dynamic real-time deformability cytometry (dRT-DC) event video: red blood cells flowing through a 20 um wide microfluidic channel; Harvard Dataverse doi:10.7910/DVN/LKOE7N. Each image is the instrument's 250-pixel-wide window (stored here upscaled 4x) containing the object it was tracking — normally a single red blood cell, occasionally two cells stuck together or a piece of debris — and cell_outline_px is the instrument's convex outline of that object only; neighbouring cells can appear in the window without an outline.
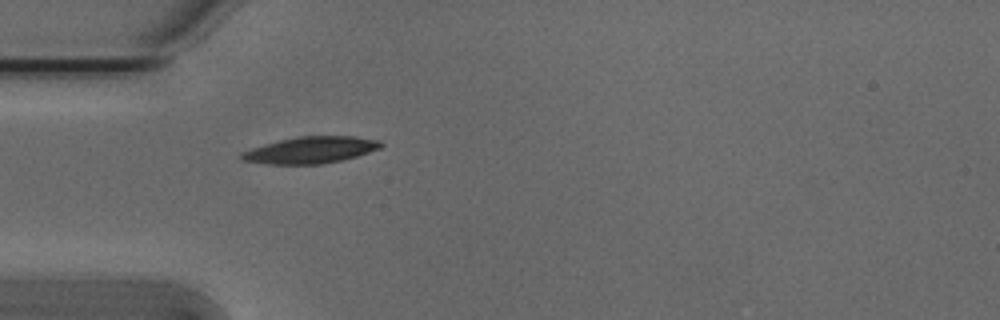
{"species": "Egyptian fruit bat (a non-hibernating species)", "species_latin": "Rousettus aegyptiacus", "temperature_condition": "cold", "stored_images_in_passage": 39, "camera_frame_rate_fps": 3000, "um_per_image_px": 0.085, "animal": {"sex": "male"}, "frame": {"image": 1, "passage_image": 1, "time_ms": 0.0, "image_size_px": [1000, 320], "cell_outline_px": [[384, 144], [380, 148], [356, 156], [340, 160], [320, 164], [268, 164], [240, 160], [240, 152], [264, 144], [296, 136], [352, 136], [380, 140]], "centroid_in_image_um": [26.38, 12.74], "position_along_channel_um": 58.6, "area_um2": 21.56}}
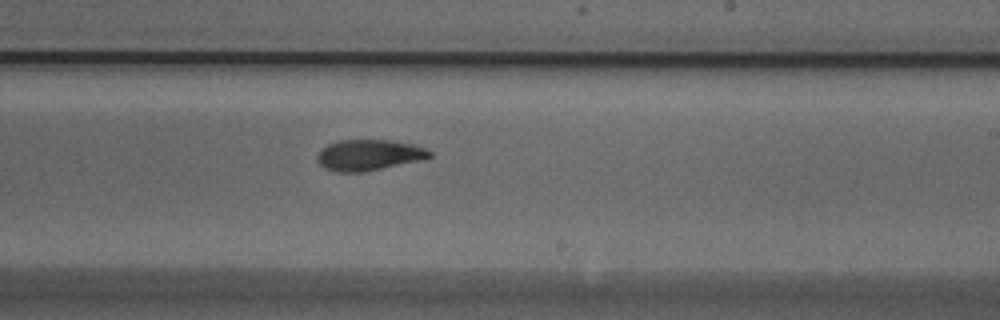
{"frame": {"image": 2, "passage_image": 17, "time_ms": 5.333, "image_size_px": [1000, 320], "cell_outline_px": [[432, 156], [424, 160], [360, 172], [336, 172], [324, 168], [316, 160], [316, 156], [328, 144], [340, 140], [392, 140], [412, 144], [424, 148], [432, 152]], "centroid_in_image_um": [31.37, 13.18], "position_along_channel_um": 257.6, "area_um2": 20.17}}
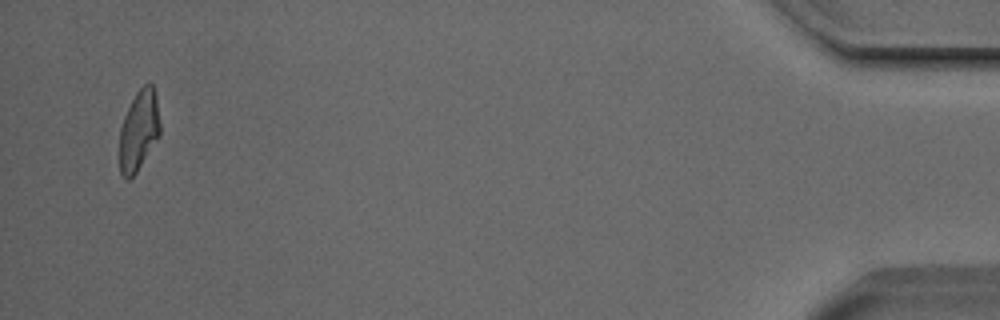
{"frame": {"image": 3, "passage_image": 37, "time_ms": 12.0, "image_size_px": [1000, 320], "cell_outline_px": [[160, 136], [136, 172], [128, 180], [120, 172], [120, 128], [124, 116], [136, 92], [144, 84], [152, 84], [156, 96], [160, 120]], "centroid_in_image_um": [11.82, 11.08], "position_along_channel_um": 423.4, "area_um2": 18.84}, "authors_computed_cell_mechanics": {"area_um2": 20.3456, "velocity_mm_per_s": 3.8039, "shape_relaxation_time_tau1_ms": 4.8704, "shape_relaxation_time_tau2_ms": 7.0705, "deformation_change_tau1": 0.1912, "deformation_change_tau2": 0.1513}}